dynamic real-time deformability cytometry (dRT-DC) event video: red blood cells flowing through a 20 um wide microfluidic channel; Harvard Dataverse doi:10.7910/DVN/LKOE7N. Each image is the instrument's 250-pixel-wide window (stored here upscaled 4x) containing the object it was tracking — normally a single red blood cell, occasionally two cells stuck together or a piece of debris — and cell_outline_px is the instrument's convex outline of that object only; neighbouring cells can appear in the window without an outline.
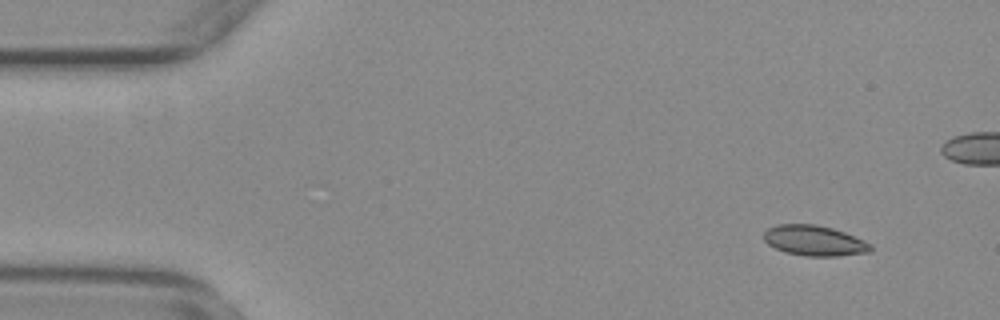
{"species": "common noctule bat (a hibernating species)", "species_latin": "Nyctalus noctula", "temperature_condition": "warm", "stored_images_in_passage": 52, "camera_frame_rate_fps": 3000, "um_per_image_px": 0.085, "animal": {"sex": "female", "body_mass_g": 29.2, "forearm_length_mm": 56.3}, "frame": {"image": 1, "passage_image": 1, "time_ms": 0.0, "image_size_px": [1000, 320], "cell_outline_px": [[872, 252], [836, 256], [804, 256], [784, 252], [768, 244], [764, 240], [764, 232], [768, 228], [776, 224], [816, 224], [832, 228], [844, 232], [864, 240], [872, 244]], "centroid_in_image_um": [69.23, 20.45], "position_along_channel_um": 15.8, "area_um2": 19.02}}
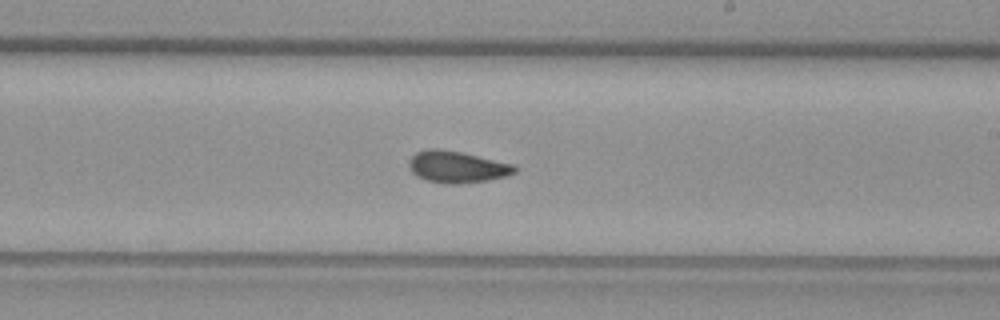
{"frame": {"image": 2, "passage_image": 28, "time_ms": 9.0, "image_size_px": [1000, 320], "cell_outline_px": [[516, 172], [504, 176], [488, 180], [460, 184], [444, 184], [428, 180], [416, 176], [412, 172], [408, 164], [408, 160], [416, 152], [428, 148], [440, 148], [460, 152], [512, 164], [516, 168]], "centroid_in_image_um": [38.79, 14.18], "position_along_channel_um": 250.2, "area_um2": 19.42}}
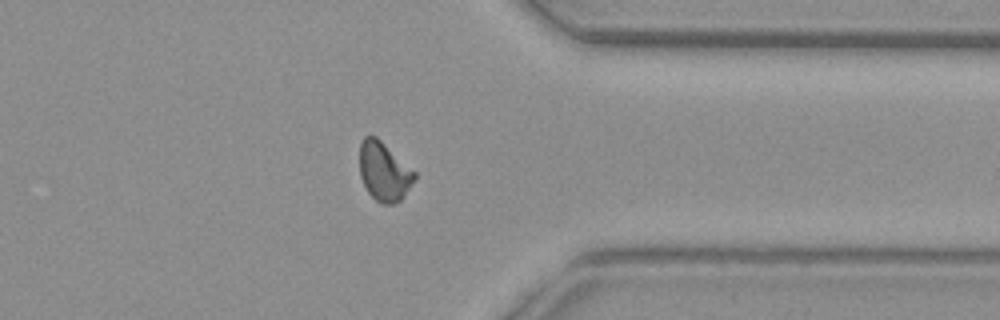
{"frame": {"image": 3, "passage_image": 39, "time_ms": 12.667, "image_size_px": [1000, 320], "cell_outline_px": [[416, 176], [404, 196], [400, 200], [392, 204], [384, 204], [376, 200], [368, 192], [360, 176], [360, 144], [364, 136], [376, 136], [416, 172]], "centroid_in_image_um": [32.63, 14.57], "position_along_channel_um": 378.8, "area_um2": 18.61}, "authors_computed_cell_mechanics": {"area_um2": 19.0162, "velocity_mm_per_s": 3.7566, "shape_relaxation_time_tau1_ms": null, "shape_relaxation_time_tau2_ms": 0.8964, "deformation_change_tau1": null, "deformation_change_tau2": 0.0428}}